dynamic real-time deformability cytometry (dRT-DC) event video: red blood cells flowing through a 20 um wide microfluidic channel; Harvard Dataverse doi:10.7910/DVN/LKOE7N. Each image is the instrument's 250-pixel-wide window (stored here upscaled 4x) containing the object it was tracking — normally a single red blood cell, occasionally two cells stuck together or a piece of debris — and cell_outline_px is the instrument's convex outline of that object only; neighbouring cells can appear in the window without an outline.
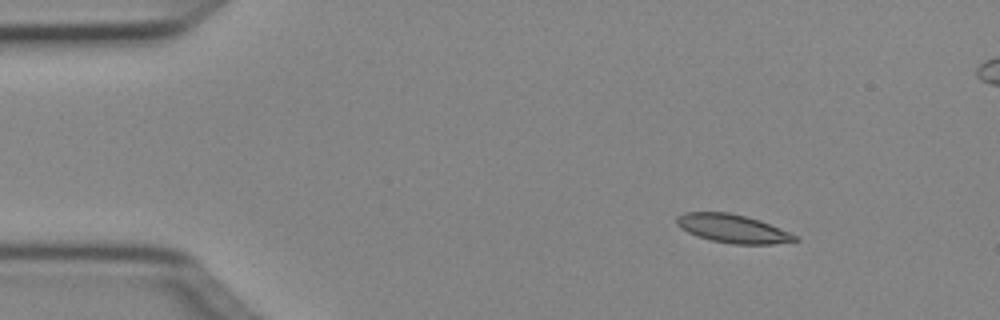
{"species": "Egyptian fruit bat (a non-hibernating species)", "species_latin": "Rousettus aegyptiacus", "temperature_condition": "cold", "stored_images_in_passage": 3, "camera_frame_rate_fps": 3000, "um_per_image_px": 0.085, "animal": {"sex": "female"}, "frame": {"image": 1, "passage_image": 2, "time_ms": 0.333, "image_size_px": [1000, 320], "cell_outline_px": [[800, 240], [772, 244], [732, 244], [712, 240], [688, 232], [680, 228], [676, 224], [676, 216], [684, 212], [728, 212], [760, 220], [780, 228], [796, 236]], "centroid_in_image_um": [62.26, 19.42], "position_along_channel_um": 22.7, "area_um2": 19.42}}